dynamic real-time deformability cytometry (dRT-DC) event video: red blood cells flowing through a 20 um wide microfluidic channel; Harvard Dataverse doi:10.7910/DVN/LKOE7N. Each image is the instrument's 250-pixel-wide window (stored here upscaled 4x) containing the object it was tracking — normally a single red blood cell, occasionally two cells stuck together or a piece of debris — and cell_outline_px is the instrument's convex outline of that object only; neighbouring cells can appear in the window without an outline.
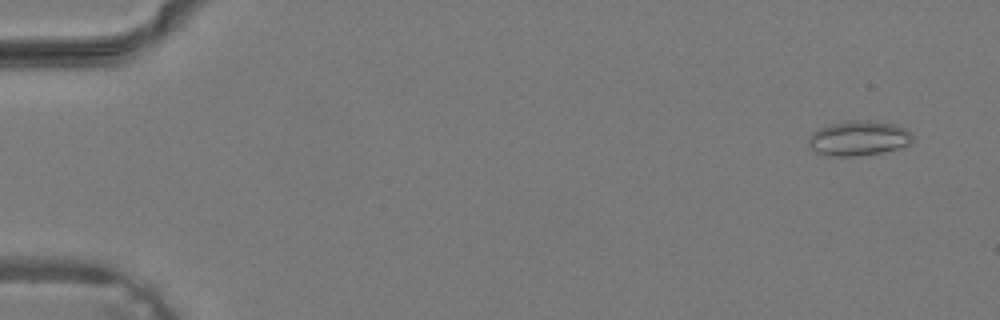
{"species": "common noctule bat (a hibernating species)", "species_latin": "Nyctalus noctula", "temperature_condition": "warm", "stored_images_in_passage": 9, "camera_frame_rate_fps": 3000, "um_per_image_px": 0.085, "animal": {"sex": "male", "body_mass_g": 19.2, "forearm_length_mm": 51.8}, "frame": {"image": 1, "passage_image": 3, "time_ms": 0.667, "image_size_px": [1000, 320], "cell_outline_px": [[912, 140], [908, 144], [884, 152], [856, 156], [828, 156], [816, 152], [808, 144], [808, 136], [812, 132], [820, 128], [832, 124], [852, 120], [896, 124], [912, 132]], "centroid_in_image_um": [72.96, 11.76], "position_along_channel_um": 12.0, "area_um2": 20.87}}